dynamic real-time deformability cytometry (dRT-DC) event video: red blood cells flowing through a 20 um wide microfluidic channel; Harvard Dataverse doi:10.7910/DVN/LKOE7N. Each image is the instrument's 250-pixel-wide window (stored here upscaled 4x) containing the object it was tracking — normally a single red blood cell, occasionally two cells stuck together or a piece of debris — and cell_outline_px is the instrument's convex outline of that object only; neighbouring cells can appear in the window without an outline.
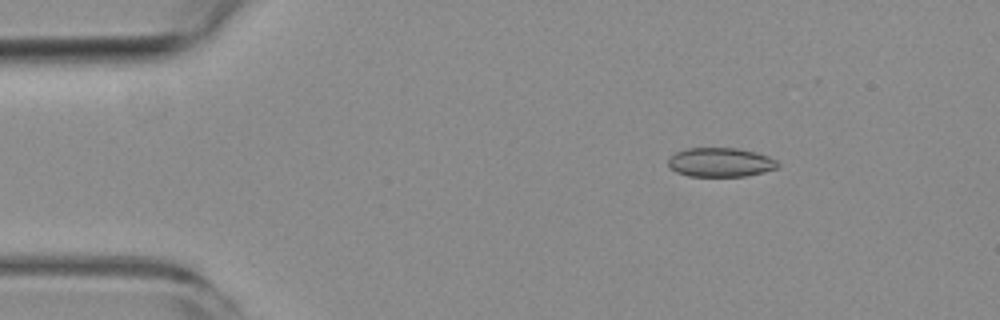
{"species": "common noctule bat (a hibernating species)", "species_latin": "Nyctalus noctula", "temperature_condition": "room temperature", "stored_images_in_passage": 4, "camera_frame_rate_fps": 3000, "um_per_image_px": 0.085, "animal": {"sex": "female", "body_mass_g": 19.3, "forearm_length_mm": 54.1}, "frame": {"image": 1, "passage_image": 1, "time_ms": 0.0, "image_size_px": [1000, 320], "cell_outline_px": [[780, 164], [776, 168], [764, 172], [748, 176], [688, 176], [676, 172], [668, 164], [668, 160], [676, 152], [684, 148], [736, 148], [756, 152], [768, 156], [776, 160]], "centroid_in_image_um": [61.25, 13.79], "position_along_channel_um": 23.8, "area_um2": 18.61}}
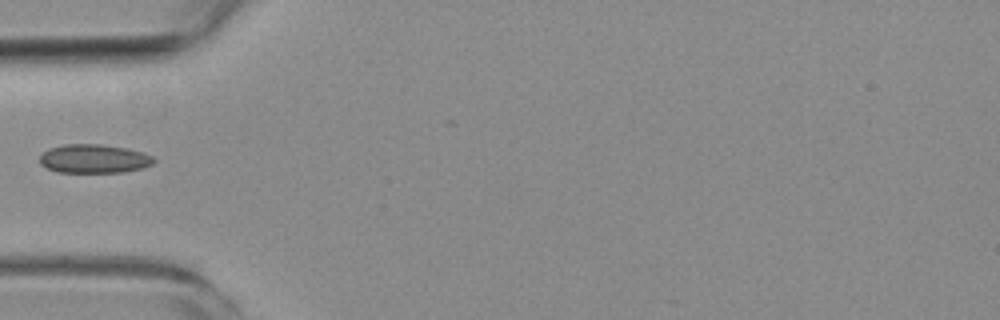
{"frame": {"image": 2, "passage_image": 4, "time_ms": 3.333, "image_size_px": [1000, 320], "cell_outline_px": [[156, 160], [152, 164], [144, 168], [124, 172], [56, 172], [40, 164], [40, 156], [48, 148], [64, 144], [100, 144], [124, 148], [144, 152], [152, 156]], "centroid_in_image_um": [8.0, 13.49], "position_along_channel_um": 77.0, "area_um2": 19.19}}